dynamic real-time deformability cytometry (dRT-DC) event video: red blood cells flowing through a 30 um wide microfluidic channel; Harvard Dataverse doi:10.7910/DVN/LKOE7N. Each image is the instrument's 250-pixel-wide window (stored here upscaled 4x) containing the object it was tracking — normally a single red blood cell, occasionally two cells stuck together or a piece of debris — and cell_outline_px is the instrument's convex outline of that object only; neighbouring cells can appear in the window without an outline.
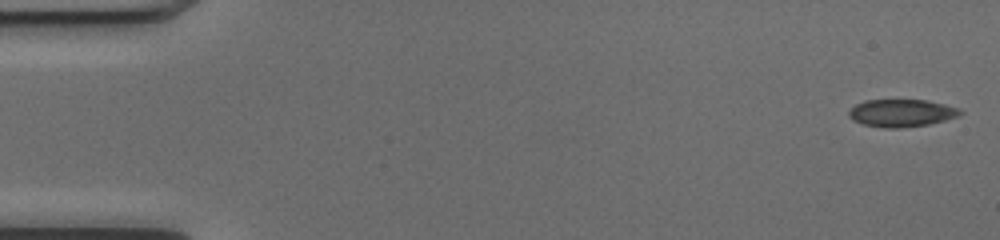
{"species": "common noctule bat (a hibernating species)", "species_latin": "Nyctalus noctula", "temperature_condition": "cold", "stored_images_in_passage": 50, "camera_frame_rate_fps": 3000, "um_per_image_px": 0.085, "animal": {"sex": "female", "body_mass_g": 17.0, "forearm_length_mm": 48.0}, "frame": {"image": 1, "passage_image": 1, "time_ms": 0.0, "image_size_px": [1000, 240], "cell_outline_px": [[964, 112], [956, 116], [944, 120], [928, 124], [900, 128], [888, 128], [864, 124], [852, 120], [848, 116], [848, 112], [856, 104], [864, 100], [928, 100], [960, 108]], "centroid_in_image_um": [76.62, 9.6], "position_along_channel_um": 8.4, "area_um2": 17.74}}
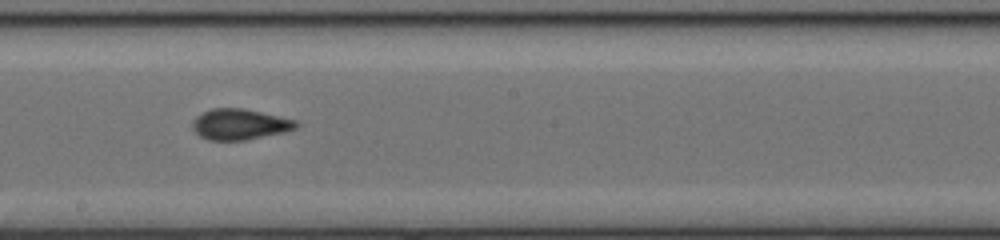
{"frame": {"image": 2, "passage_image": 28, "time_ms": 9.0, "image_size_px": [1000, 240], "cell_outline_px": [[300, 124], [296, 128], [284, 132], [244, 140], [208, 140], [200, 136], [192, 128], [192, 120], [196, 116], [212, 108], [244, 108], [296, 120]], "centroid_in_image_um": [20.37, 10.56], "position_along_channel_um": 227.8, "area_um2": 18.55}}
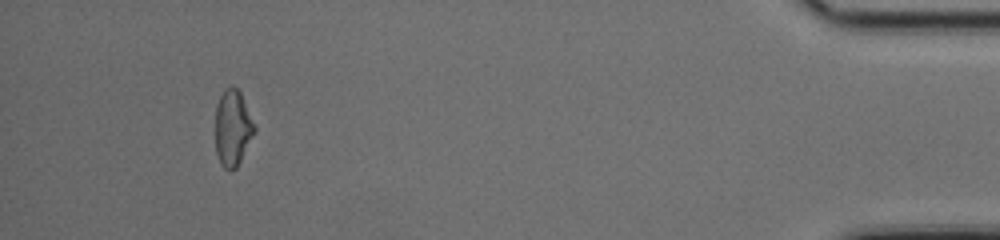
{"frame": {"image": 3, "passage_image": 47, "time_ms": 15.333, "image_size_px": [1000, 240], "cell_outline_px": [[256, 132], [236, 168], [224, 168], [220, 164], [216, 152], [216, 104], [224, 88], [232, 84], [240, 92], [256, 128]], "centroid_in_image_um": [19.78, 10.85], "position_along_channel_um": 415.4, "area_um2": 17.28}, "authors_computed_cell_mechanics": {"area_um2": 18.207, "velocity_mm_per_s": 4.083, "shape_relaxation_time_tau1_ms": 5.9092, "shape_relaxation_time_tau2_ms": 1.3017, "deformation_change_tau1": 0.126, "deformation_change_tau2": 0.0521}}